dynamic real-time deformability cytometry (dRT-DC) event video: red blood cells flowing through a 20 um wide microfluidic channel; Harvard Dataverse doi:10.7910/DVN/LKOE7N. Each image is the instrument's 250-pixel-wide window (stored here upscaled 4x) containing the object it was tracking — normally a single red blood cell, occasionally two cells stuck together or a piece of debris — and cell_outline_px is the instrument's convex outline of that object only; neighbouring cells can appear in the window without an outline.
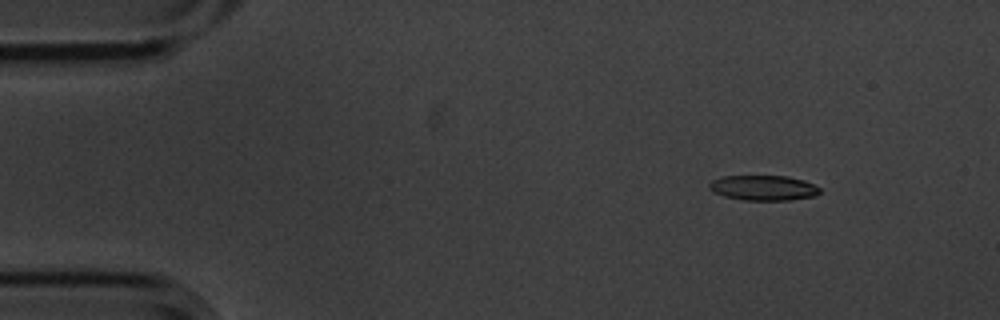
{"species": "common noctule bat (a hibernating species)", "species_latin": "Nyctalus noctula", "temperature_condition": "cold", "stored_images_in_passage": 4, "camera_frame_rate_fps": 3000, "um_per_image_px": 0.085, "animal": {"sex": "male", "body_mass_g": 20.1, "forearm_length_mm": 53.5}, "frame": {"image": 1, "passage_image": 2, "time_ms": 0.333, "image_size_px": [1000, 320], "cell_outline_px": [[820, 192], [816, 196], [792, 200], [744, 200], [724, 196], [712, 192], [708, 188], [708, 184], [712, 180], [720, 176], [788, 176], [804, 180], [820, 188]], "centroid_in_image_um": [64.87, 15.97], "position_along_channel_um": 20.1, "area_um2": 16.36}}
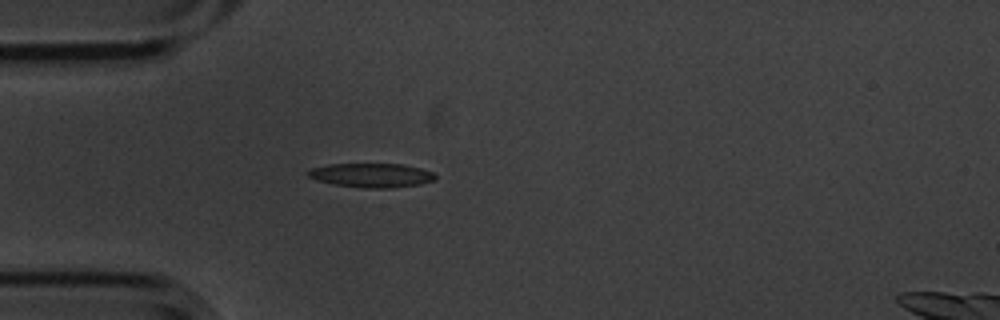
{"frame": {"image": 2, "passage_image": 4, "time_ms": 1.0, "image_size_px": [1000, 320], "cell_outline_px": [[436, 180], [420, 184], [392, 188], [360, 188], [332, 184], [316, 180], [308, 176], [304, 172], [312, 168], [328, 164], [400, 164], [420, 168], [432, 172], [436, 176]], "centroid_in_image_um": [31.54, 14.9], "position_along_channel_um": 53.5, "area_um2": 18.03}}